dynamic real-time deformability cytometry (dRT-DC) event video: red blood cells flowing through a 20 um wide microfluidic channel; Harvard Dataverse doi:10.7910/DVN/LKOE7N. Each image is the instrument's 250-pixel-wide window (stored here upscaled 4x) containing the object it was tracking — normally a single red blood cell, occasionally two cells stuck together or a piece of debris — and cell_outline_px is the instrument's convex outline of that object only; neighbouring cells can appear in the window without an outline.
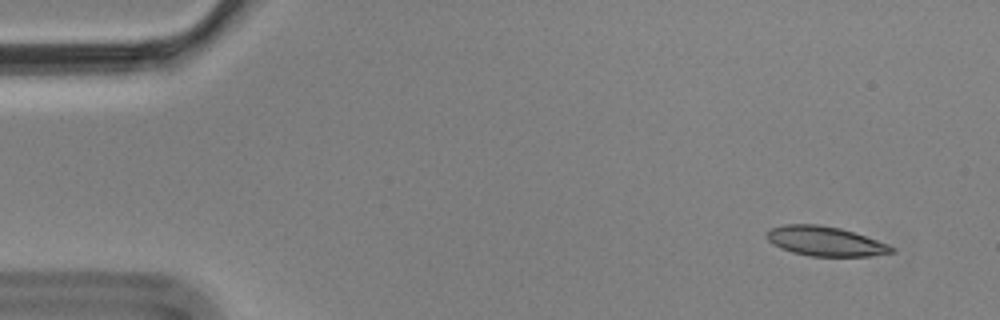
{"species": "Egyptian fruit bat (a non-hibernating species)", "species_latin": "Rousettus aegyptiacus", "temperature_condition": "cold", "stored_images_in_passage": 8, "camera_frame_rate_fps": 3000, "um_per_image_px": 0.085, "animal": {"sex": "male"}, "frame": {"image": 1, "passage_image": 1, "time_ms": 0.0, "image_size_px": [1000, 320], "cell_outline_px": [[896, 252], [868, 256], [812, 256], [792, 252], [780, 248], [772, 244], [768, 240], [768, 232], [772, 228], [784, 224], [816, 224], [840, 228], [888, 244], [896, 248]], "centroid_in_image_um": [70.15, 20.51], "position_along_channel_um": 14.8, "area_um2": 21.27}}
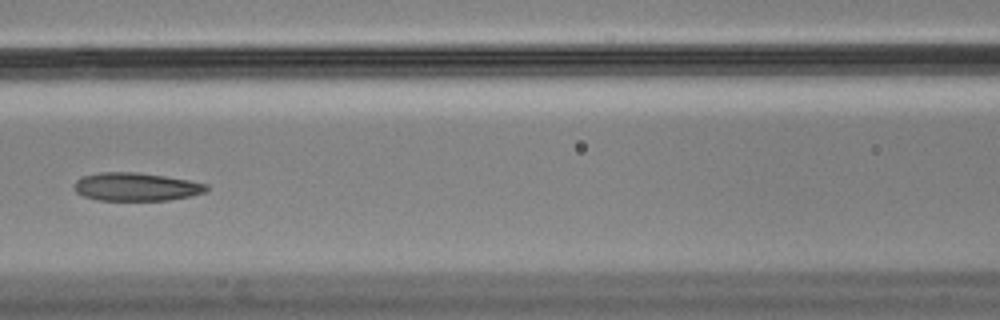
{"frame": {"image": 2, "passage_image": 7, "time_ms": 2.0, "image_size_px": [1000, 320], "cell_outline_px": [[208, 188], [204, 192], [188, 196], [168, 200], [96, 200], [84, 196], [76, 192], [72, 184], [76, 180], [84, 176], [100, 172], [140, 172], [188, 180], [208, 184]], "centroid_in_image_um": [11.53, 15.87], "position_along_channel_um": 155.1, "area_um2": 21.68}}
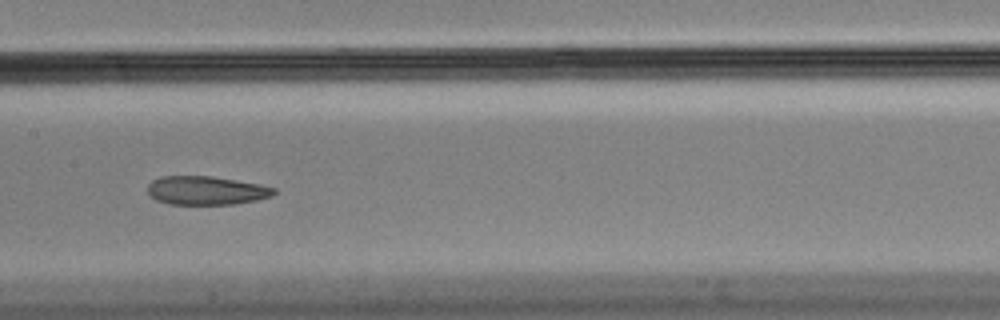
{"frame": {"image": 3, "passage_image": 8, "time_ms": 2.333, "image_size_px": [1000, 320], "cell_outline_px": [[276, 192], [272, 196], [256, 200], [236, 204], [168, 204], [156, 200], [148, 196], [148, 184], [152, 180], [160, 176], [212, 176], [260, 184], [276, 188]], "centroid_in_image_um": [17.51, 16.19], "position_along_channel_um": 189.9, "area_um2": 21.27}}